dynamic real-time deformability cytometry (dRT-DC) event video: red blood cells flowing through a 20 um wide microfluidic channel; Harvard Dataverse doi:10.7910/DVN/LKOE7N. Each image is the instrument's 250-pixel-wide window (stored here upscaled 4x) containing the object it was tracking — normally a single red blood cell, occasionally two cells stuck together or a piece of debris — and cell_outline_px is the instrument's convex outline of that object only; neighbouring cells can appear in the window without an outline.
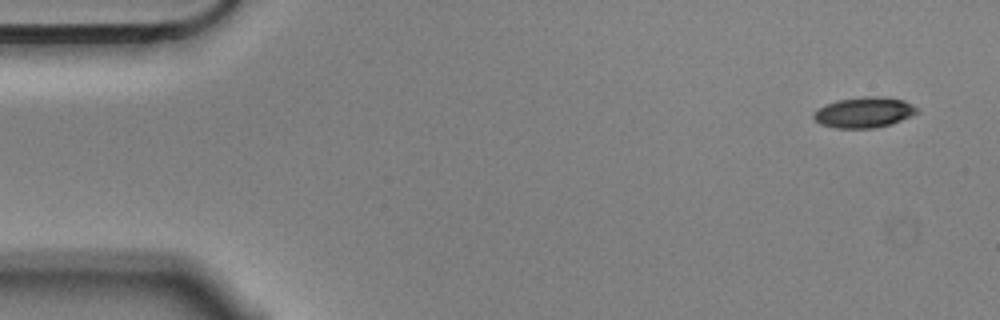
{"species": "Egyptian fruit bat (a non-hibernating species)", "species_latin": "Rousettus aegyptiacus", "temperature_condition": "cold", "stored_images_in_passage": 6, "camera_frame_rate_fps": 3000, "um_per_image_px": 0.085, "animal": {"sex": "male"}, "frame": {"image": 1, "passage_image": 1, "time_ms": 0.0, "image_size_px": [1000, 320], "cell_outline_px": [[920, 112], [892, 124], [876, 128], [836, 128], [820, 124], [812, 116], [812, 112], [824, 104], [836, 100], [864, 96], [880, 96], [904, 100], [912, 104]], "centroid_in_image_um": [73.43, 9.55], "position_along_channel_um": 11.6, "area_um2": 18.67}}
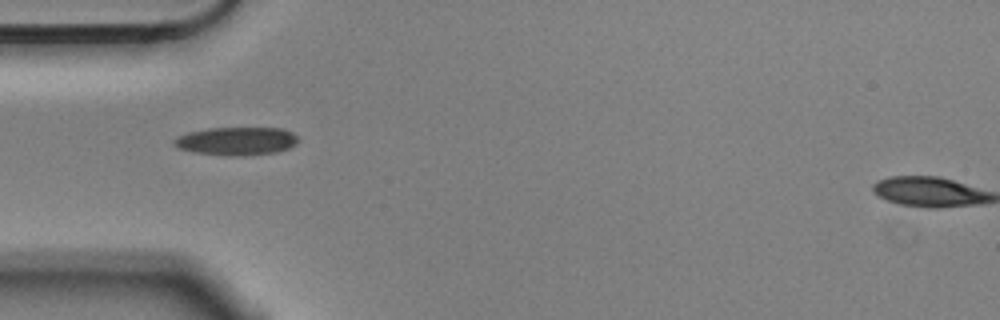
{"frame": {"image": 2, "passage_image": 5, "time_ms": 1.333, "image_size_px": [1000, 320], "cell_outline_px": [[300, 140], [296, 144], [288, 148], [276, 152], [192, 152], [180, 148], [172, 144], [172, 140], [176, 136], [188, 132], [208, 128], [280, 128], [292, 132]], "centroid_in_image_um": [20.08, 11.91], "position_along_channel_um": 64.9, "area_um2": 19.13}}
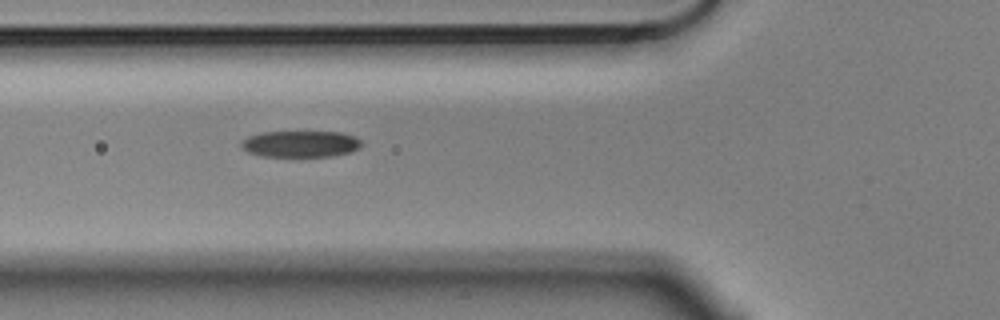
{"frame": {"image": 3, "passage_image": 6, "time_ms": 1.667, "image_size_px": [1000, 320], "cell_outline_px": [[364, 144], [360, 148], [348, 152], [332, 156], [260, 156], [248, 152], [240, 144], [248, 136], [264, 132], [340, 132], [356, 136]], "centroid_in_image_um": [25.59, 12.23], "position_along_channel_um": 100.2, "area_um2": 18.44}}